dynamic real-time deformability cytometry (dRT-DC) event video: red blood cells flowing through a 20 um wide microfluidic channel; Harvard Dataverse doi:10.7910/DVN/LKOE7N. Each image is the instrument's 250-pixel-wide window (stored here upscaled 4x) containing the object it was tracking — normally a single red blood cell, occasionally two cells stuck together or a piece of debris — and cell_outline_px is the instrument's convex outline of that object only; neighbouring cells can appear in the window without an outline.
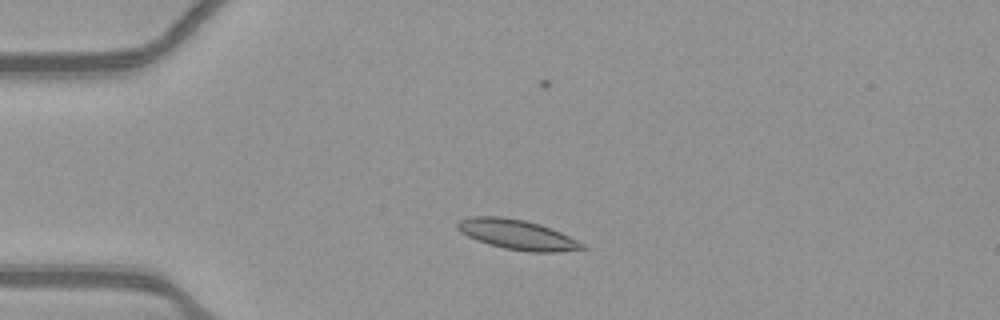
{"species": "common noctule bat (a hibernating species)", "species_latin": "Nyctalus noctula", "temperature_condition": "warm", "stored_images_in_passage": 49, "camera_frame_rate_fps": 3000, "um_per_image_px": 0.085, "animal": {"sex": "female", "body_mass_g": 21.9}, "frame": {"image": 1, "passage_image": 8, "time_ms": 2.333, "image_size_px": [1000, 320], "cell_outline_px": [[588, 248], [560, 252], [528, 252], [504, 248], [488, 244], [476, 240], [460, 232], [456, 228], [456, 224], [460, 220], [468, 216], [504, 216], [524, 220], [540, 224], [560, 232], [584, 244]], "centroid_in_image_um": [43.93, 19.94], "position_along_channel_um": 41.1, "area_um2": 21.85}}
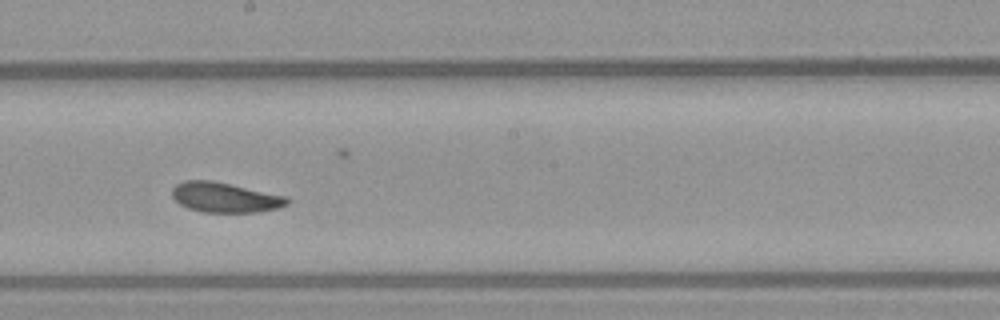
{"frame": {"image": 2, "passage_image": 25, "time_ms": 8.0, "image_size_px": [1000, 320], "cell_outline_px": [[288, 204], [276, 208], [256, 212], [204, 212], [188, 208], [180, 204], [172, 196], [172, 188], [176, 184], [184, 180], [212, 180], [288, 196]], "centroid_in_image_um": [19.11, 16.77], "position_along_channel_um": 229.1, "area_um2": 20.06}}
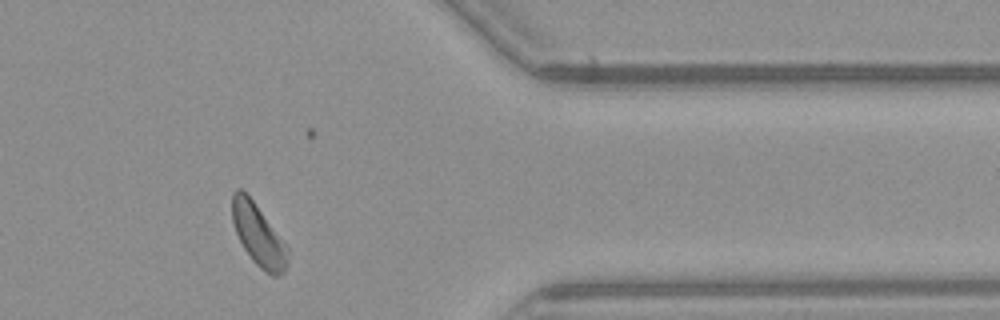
{"frame": {"image": 3, "passage_image": 39, "time_ms": 12.667, "image_size_px": [1000, 320], "cell_outline_px": [[288, 268], [280, 276], [272, 276], [260, 268], [252, 260], [244, 248], [236, 232], [232, 220], [232, 192], [236, 188], [240, 188], [252, 200], [288, 248]], "centroid_in_image_um": [21.96, 20.02], "position_along_channel_um": 389.4, "area_um2": 19.59}, "authors_computed_cell_mechanics": {"area_um2": 20.1722, "velocity_mm_per_s": 3.8479, "shape_relaxation_time_tau1_ms": 5.6987, "shape_relaxation_time_tau2_ms": 4.3986, "deformation_change_tau1": 0.1567, "deformation_change_tau2": 0.1047}}